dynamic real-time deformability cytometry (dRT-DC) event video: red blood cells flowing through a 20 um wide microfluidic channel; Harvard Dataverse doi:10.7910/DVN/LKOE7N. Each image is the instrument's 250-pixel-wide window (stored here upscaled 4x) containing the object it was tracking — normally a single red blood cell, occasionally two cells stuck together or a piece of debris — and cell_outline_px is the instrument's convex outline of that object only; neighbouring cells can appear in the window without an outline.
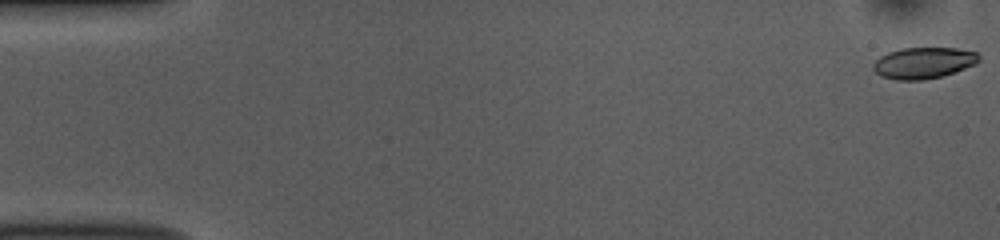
{"species": "common noctule bat (a hibernating species)", "species_latin": "Nyctalus noctula", "temperature_condition": "room temperature", "stored_images_in_passage": 53, "camera_frame_rate_fps": 3000, "um_per_image_px": 0.085, "animal": {"sex": "female", "body_mass_g": 10.0, "forearm_length_mm": 53.1}, "frame": {"image": 1, "passage_image": 1, "time_ms": 0.0, "image_size_px": [1000, 240], "cell_outline_px": [[980, 60], [976, 64], [940, 76], [924, 80], [896, 80], [880, 76], [872, 68], [872, 64], [880, 56], [888, 52], [900, 48], [956, 48], [976, 52], [980, 56]], "centroid_in_image_um": [78.47, 5.34], "position_along_channel_um": 6.5, "area_um2": 19.25}}
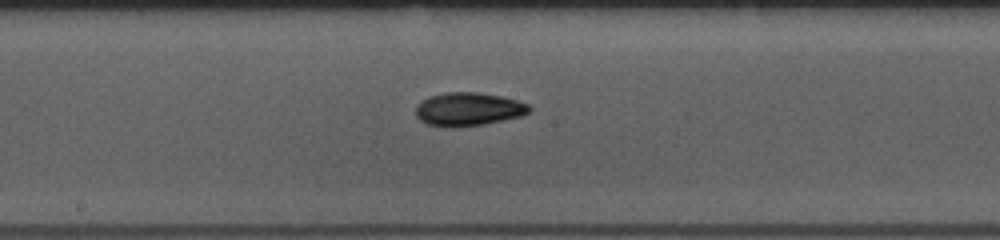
{"frame": {"image": 2, "passage_image": 28, "time_ms": 9.0, "image_size_px": [1000, 240], "cell_outline_px": [[532, 108], [528, 112], [520, 116], [484, 124], [428, 124], [420, 120], [416, 116], [416, 104], [428, 96], [444, 92], [480, 92], [500, 96], [516, 100], [528, 104]], "centroid_in_image_um": [39.81, 9.22], "position_along_channel_um": 208.4, "area_um2": 21.33}}
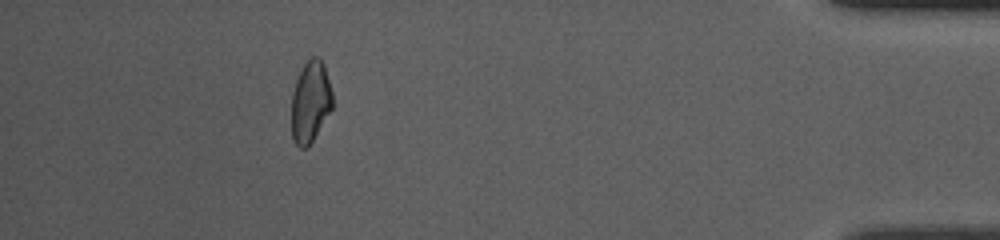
{"frame": {"image": 3, "passage_image": 48, "time_ms": 15.667, "image_size_px": [1000, 240], "cell_outline_px": [[332, 108], [312, 140], [304, 148], [300, 148], [292, 140], [292, 92], [296, 80], [304, 64], [312, 56], [316, 56], [324, 64], [332, 92]], "centroid_in_image_um": [26.37, 8.63], "position_along_channel_um": 408.8, "area_um2": 19.13}, "authors_computed_cell_mechanics": {"area_um2": 20.6346, "velocity_mm_per_s": 3.8243, "shape_relaxation_time_tau1_ms": 3.104, "shape_relaxation_time_tau2_ms": 2.6165, "deformation_change_tau1": 0.1149, "deformation_change_tau2": 0.0749}}